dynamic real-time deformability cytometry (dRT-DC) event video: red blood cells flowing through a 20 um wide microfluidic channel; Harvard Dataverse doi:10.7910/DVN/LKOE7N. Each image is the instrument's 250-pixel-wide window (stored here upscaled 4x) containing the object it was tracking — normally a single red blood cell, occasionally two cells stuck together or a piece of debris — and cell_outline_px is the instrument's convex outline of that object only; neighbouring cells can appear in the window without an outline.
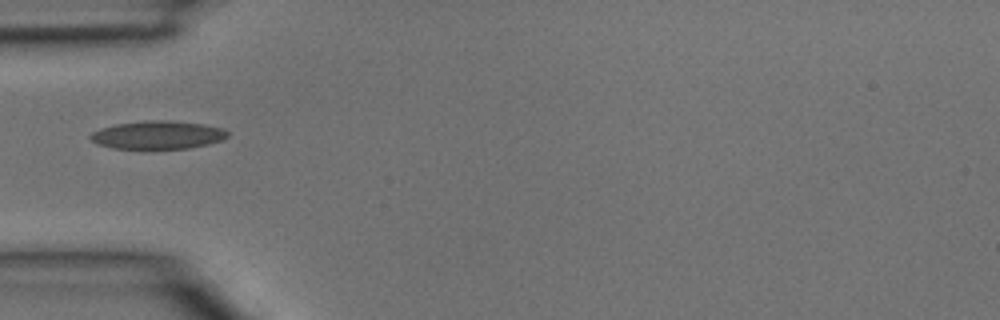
{"species": "common noctule bat (a hibernating species)", "species_latin": "Nyctalus noctula", "temperature_condition": "room temperature", "stored_images_in_passage": 1, "camera_frame_rate_fps": 3000, "um_per_image_px": 0.085, "animal": {"sex": "male", "body_mass_g": 15.6}, "frame": {"image": 1, "passage_image": 1, "time_ms": 0.0, "image_size_px": [1000, 320], "cell_outline_px": [[228, 136], [220, 140], [208, 144], [188, 148], [112, 148], [96, 144], [88, 136], [92, 132], [100, 128], [116, 124], [148, 120], [168, 120], [204, 124], [224, 128], [228, 132]], "centroid_in_image_um": [13.39, 11.46], "position_along_channel_um": 71.6, "area_um2": 22.43}}